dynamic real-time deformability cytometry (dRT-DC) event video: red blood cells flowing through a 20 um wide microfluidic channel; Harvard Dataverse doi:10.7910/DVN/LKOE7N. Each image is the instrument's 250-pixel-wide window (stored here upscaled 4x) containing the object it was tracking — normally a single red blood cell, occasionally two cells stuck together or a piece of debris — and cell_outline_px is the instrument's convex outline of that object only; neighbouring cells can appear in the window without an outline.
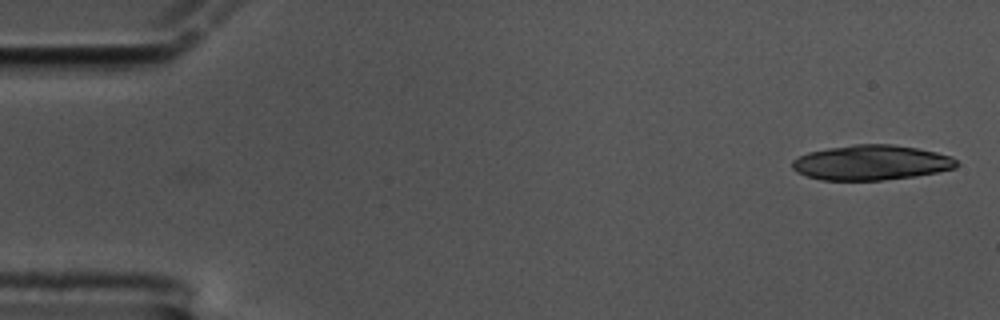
{"species": "common noctule bat (a hibernating species)", "species_latin": "Nyctalus noctula", "temperature_condition": "cold", "stored_images_in_passage": 19, "camera_frame_rate_fps": 3000, "um_per_image_px": 0.085, "animal": {"sex": "male", "body_mass_g": 17.5, "forearm_length_mm": 52.3}, "frame": {"image": 1, "passage_image": 1, "time_ms": 0.0, "image_size_px": [1000, 320], "cell_outline_px": [[960, 164], [956, 168], [916, 176], [880, 180], [820, 180], [808, 176], [792, 168], [792, 160], [808, 152], [828, 148], [856, 144], [892, 144], [916, 148], [936, 152], [952, 156]], "centroid_in_image_um": [74.09, 13.82], "position_along_channel_um": 10.9, "area_um2": 33.41}}